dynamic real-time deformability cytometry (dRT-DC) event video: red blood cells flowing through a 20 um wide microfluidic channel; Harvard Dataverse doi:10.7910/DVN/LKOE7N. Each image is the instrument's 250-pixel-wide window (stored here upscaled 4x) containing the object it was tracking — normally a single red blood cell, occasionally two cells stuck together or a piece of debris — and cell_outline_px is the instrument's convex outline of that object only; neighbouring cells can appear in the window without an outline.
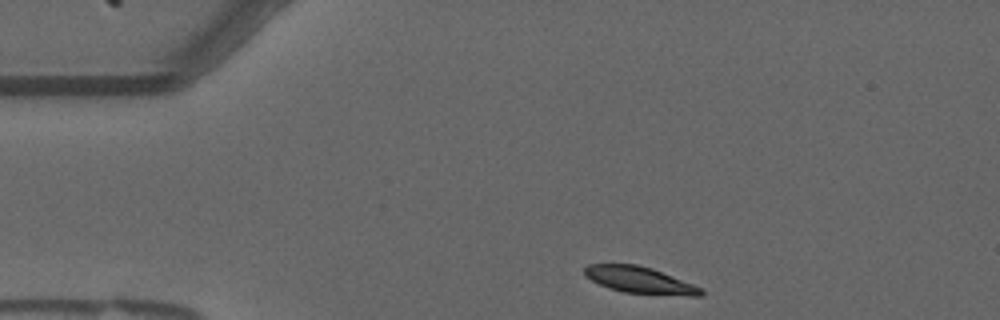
{"species": "common noctule bat (a hibernating species)", "species_latin": "Nyctalus noctula", "temperature_condition": "warm", "stored_images_in_passage": 46, "camera_frame_rate_fps": 3000, "um_per_image_px": 0.085, "animal": {"sex": "male", "forearm_length_mm": 52.5}, "frame": {"image": 1, "passage_image": 1, "time_ms": 0.0, "image_size_px": [1000, 320], "cell_outline_px": [[704, 292], [700, 296], [688, 296], [624, 292], [608, 288], [584, 276], [584, 268], [588, 264], [636, 264], [652, 268], [704, 288]], "centroid_in_image_um": [54.4, 23.81], "position_along_channel_um": 30.6, "area_um2": 18.09}}
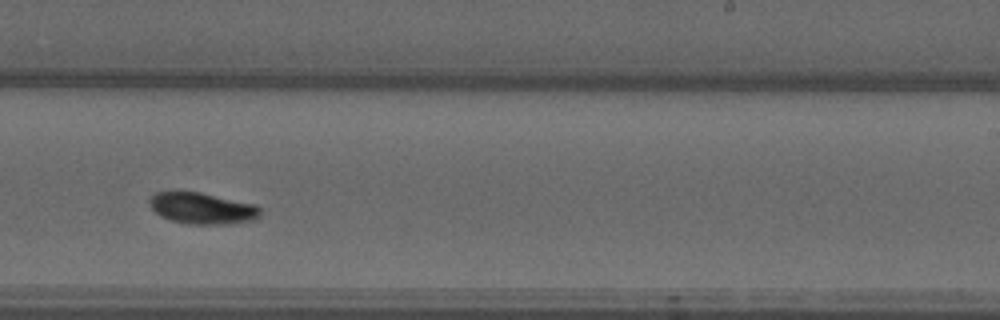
{"frame": {"image": 2, "passage_image": 25, "time_ms": 8.0, "image_size_px": [1000, 320], "cell_outline_px": [[260, 216], [256, 220], [220, 224], [188, 224], [168, 220], [160, 216], [152, 208], [148, 200], [156, 192], [200, 192], [256, 204], [260, 208]], "centroid_in_image_um": [17.2, 17.71], "position_along_channel_um": 271.8, "area_um2": 20.23}}
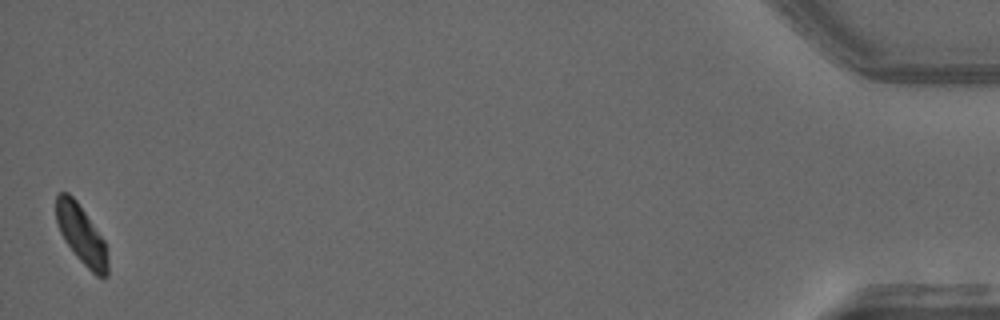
{"frame": {"image": 3, "passage_image": 46, "time_ms": 15.0, "image_size_px": [1000, 320], "cell_outline_px": [[108, 276], [96, 276], [76, 256], [64, 240], [60, 232], [56, 220], [56, 196], [60, 192], [68, 192], [76, 200], [104, 240], [108, 260]], "centroid_in_image_um": [6.9, 19.94], "position_along_channel_um": 428.3, "area_um2": 17.46}, "authors_computed_cell_mechanics": {"area_um2": 19.4786, "velocity_mm_per_s": 3.6464, "shape_relaxation_time_tau1_ms": 4.2684, "shape_relaxation_time_tau2_ms": null, "deformation_change_tau1": 0.1303, "deformation_change_tau2": null}}